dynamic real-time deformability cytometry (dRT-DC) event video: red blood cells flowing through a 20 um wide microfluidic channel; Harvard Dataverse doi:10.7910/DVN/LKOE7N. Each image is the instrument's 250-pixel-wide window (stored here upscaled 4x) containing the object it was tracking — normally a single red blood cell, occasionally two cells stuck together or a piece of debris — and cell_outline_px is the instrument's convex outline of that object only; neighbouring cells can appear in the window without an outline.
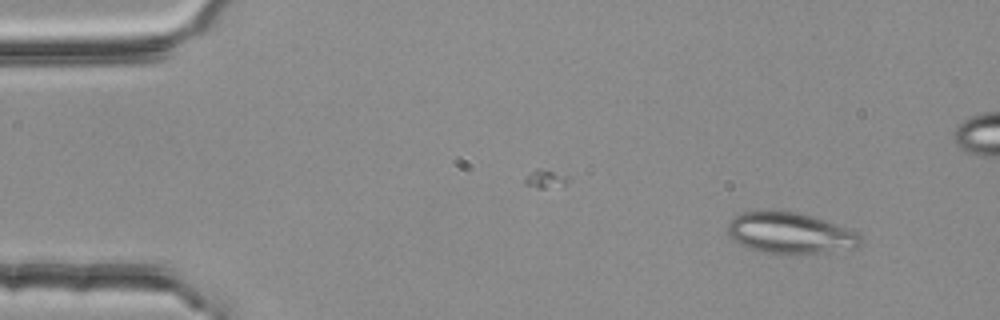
{"species": "common noctule bat (a hibernating species)", "species_latin": "Nyctalus noctula", "temperature_condition": "room temperature", "stored_images_in_passage": 4, "camera_frame_rate_fps": 3000, "um_per_image_px": 0.085, "animal": {"sex": "female", "body_mass_g": 25.1}, "frame": {"image": 1, "passage_image": 1, "time_ms": 0.0, "image_size_px": [1000, 320], "cell_outline_px": [[864, 240], [856, 248], [828, 252], [764, 252], [748, 248], [740, 244], [728, 236], [728, 224], [732, 216], [740, 212], [800, 212], [852, 228], [864, 236]], "centroid_in_image_um": [67.23, 19.79], "position_along_channel_um": 17.8, "area_um2": 31.73}}